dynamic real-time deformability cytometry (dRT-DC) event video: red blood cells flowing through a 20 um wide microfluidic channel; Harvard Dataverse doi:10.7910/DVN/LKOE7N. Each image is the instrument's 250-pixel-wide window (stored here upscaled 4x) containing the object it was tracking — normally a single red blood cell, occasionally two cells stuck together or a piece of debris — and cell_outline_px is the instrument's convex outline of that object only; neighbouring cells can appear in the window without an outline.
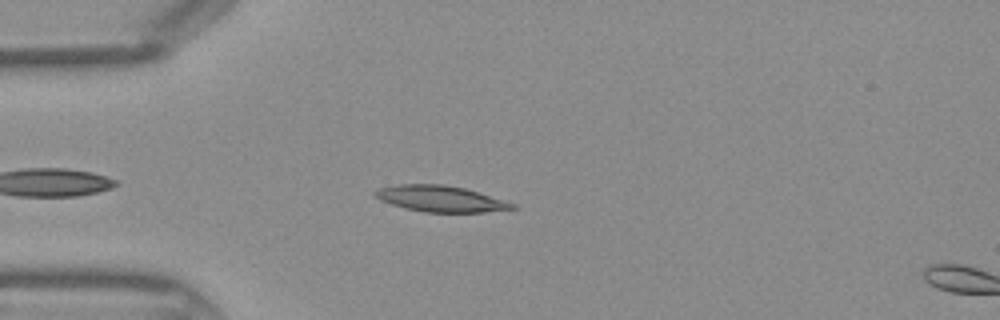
{"species": "Egyptian fruit bat (a non-hibernating species)", "species_latin": "Rousettus aegyptiacus", "temperature_condition": "warm", "stored_images_in_passage": 7, "camera_frame_rate_fps": 3000, "um_per_image_px": 0.085, "frame": {"image": 1, "passage_image": 5, "time_ms": 1.333, "image_size_px": [1000, 320], "cell_outline_px": [[520, 208], [484, 212], [424, 212], [392, 204], [380, 200], [372, 192], [380, 188], [400, 184], [444, 184], [464, 188], [516, 204]], "centroid_in_image_um": [37.47, 16.89], "position_along_channel_um": 47.5, "area_um2": 20.63}}